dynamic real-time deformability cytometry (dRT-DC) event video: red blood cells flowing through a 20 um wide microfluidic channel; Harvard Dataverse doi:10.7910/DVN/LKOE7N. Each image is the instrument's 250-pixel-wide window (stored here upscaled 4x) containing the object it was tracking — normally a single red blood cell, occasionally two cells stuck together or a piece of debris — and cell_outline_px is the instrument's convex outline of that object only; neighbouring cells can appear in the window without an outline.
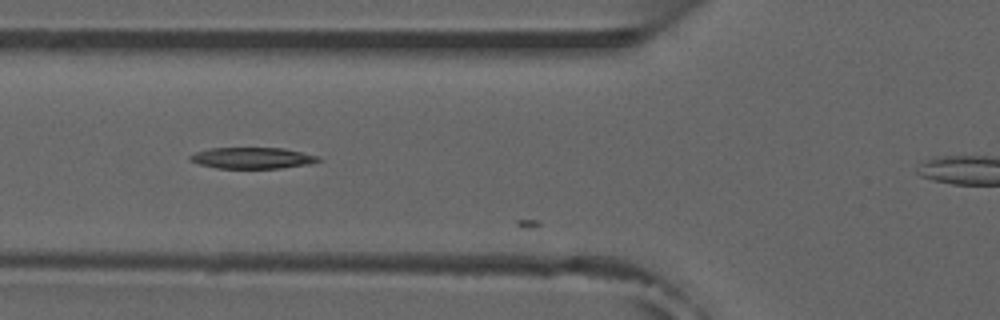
{"species": "common noctule bat (a hibernating species)", "species_latin": "Nyctalus noctula", "temperature_condition": "room temperature", "stored_images_in_passage": 14, "camera_frame_rate_fps": 3000, "um_per_image_px": 0.085, "animal": {"sex": "male", "forearm_length_mm": 52.5}, "frame": {"image": 1, "passage_image": 12, "time_ms": 3.667, "image_size_px": [1000, 320], "cell_outline_px": [[320, 160], [308, 164], [280, 168], [216, 168], [200, 164], [188, 160], [188, 156], [196, 152], [212, 148], [284, 148], [320, 156]], "centroid_in_image_um": [21.43, 13.43], "position_along_channel_um": 104.4, "area_um2": 15.78}}